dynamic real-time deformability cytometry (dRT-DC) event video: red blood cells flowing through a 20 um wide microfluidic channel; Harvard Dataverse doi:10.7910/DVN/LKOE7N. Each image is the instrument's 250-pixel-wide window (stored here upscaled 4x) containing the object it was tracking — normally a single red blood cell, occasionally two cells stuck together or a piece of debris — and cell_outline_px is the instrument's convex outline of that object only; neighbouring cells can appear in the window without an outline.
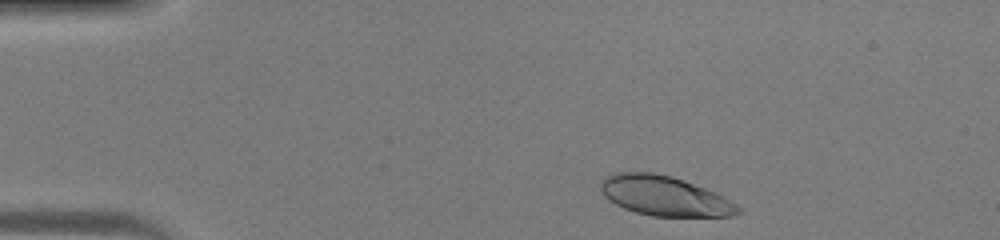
{"species": "human", "species_latin": "Homo sapiens", "temperature_condition": "warm", "stored_images_in_passage": 39, "camera_frame_rate_fps": 3000, "um_per_image_px": 0.085, "donor": {"sex": "male"}, "frame": {"image": 1, "passage_image": 2, "time_ms": 0.333, "image_size_px": [1000, 240], "cell_outline_px": [[740, 212], [732, 216], [652, 216], [636, 212], [624, 208], [608, 200], [600, 192], [600, 180], [604, 176], [612, 172], [652, 172], [672, 176], [684, 180], [716, 192], [724, 196], [736, 204], [740, 208]], "centroid_in_image_um": [56.44, 16.63], "position_along_channel_um": 28.6, "area_um2": 32.08}}
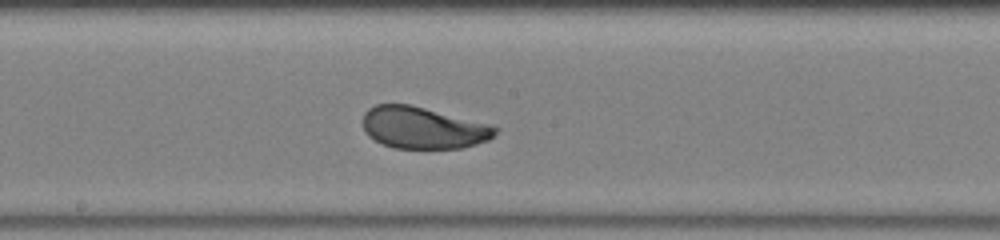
{"frame": {"image": 2, "passage_image": 19, "time_ms": 6.0, "image_size_px": [1000, 240], "cell_outline_px": [[500, 128], [488, 140], [476, 144], [460, 148], [396, 148], [384, 144], [368, 136], [364, 132], [364, 112], [368, 108], [376, 104], [408, 104], [488, 124]], "centroid_in_image_um": [35.93, 10.86], "position_along_channel_um": 212.3, "area_um2": 31.79}}
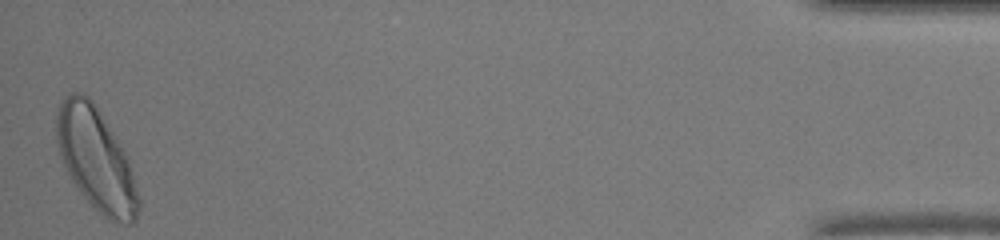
{"frame": {"image": 3, "passage_image": 39, "time_ms": 12.667, "image_size_px": [1000, 240], "cell_outline_px": [[140, 208], [136, 220], [132, 224], [116, 224], [108, 220], [80, 192], [72, 180], [60, 156], [56, 140], [56, 112], [60, 100], [72, 92], [80, 92], [88, 96], [92, 100], [100, 112], [128, 156], [140, 200]], "centroid_in_image_um": [8.17, 13.54], "position_along_channel_um": 427.0, "area_um2": 48.96}}